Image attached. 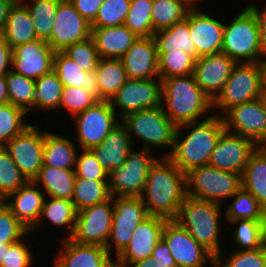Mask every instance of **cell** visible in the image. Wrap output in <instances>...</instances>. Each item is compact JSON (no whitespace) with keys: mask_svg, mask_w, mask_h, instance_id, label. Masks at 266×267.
<instances>
[{"mask_svg":"<svg viewBox=\"0 0 266 267\" xmlns=\"http://www.w3.org/2000/svg\"><path fill=\"white\" fill-rule=\"evenodd\" d=\"M8 102L7 83L5 76L0 77V105Z\"/></svg>","mask_w":266,"mask_h":267,"instance_id":"obj_60","label":"cell"},{"mask_svg":"<svg viewBox=\"0 0 266 267\" xmlns=\"http://www.w3.org/2000/svg\"><path fill=\"white\" fill-rule=\"evenodd\" d=\"M258 146L248 138L224 131L211 153L208 165L242 175Z\"/></svg>","mask_w":266,"mask_h":267,"instance_id":"obj_19","label":"cell"},{"mask_svg":"<svg viewBox=\"0 0 266 267\" xmlns=\"http://www.w3.org/2000/svg\"><path fill=\"white\" fill-rule=\"evenodd\" d=\"M128 79H159L156 43L151 37H138L120 58Z\"/></svg>","mask_w":266,"mask_h":267,"instance_id":"obj_23","label":"cell"},{"mask_svg":"<svg viewBox=\"0 0 266 267\" xmlns=\"http://www.w3.org/2000/svg\"><path fill=\"white\" fill-rule=\"evenodd\" d=\"M26 182L27 179L22 175L8 151L0 147V201L16 192Z\"/></svg>","mask_w":266,"mask_h":267,"instance_id":"obj_46","label":"cell"},{"mask_svg":"<svg viewBox=\"0 0 266 267\" xmlns=\"http://www.w3.org/2000/svg\"><path fill=\"white\" fill-rule=\"evenodd\" d=\"M132 143L127 128L120 122L100 145L90 150L100 165L110 173L124 164L129 151L133 148Z\"/></svg>","mask_w":266,"mask_h":267,"instance_id":"obj_26","label":"cell"},{"mask_svg":"<svg viewBox=\"0 0 266 267\" xmlns=\"http://www.w3.org/2000/svg\"><path fill=\"white\" fill-rule=\"evenodd\" d=\"M233 198L234 202L226 210L227 221L240 219L264 221V209L250 192L241 188Z\"/></svg>","mask_w":266,"mask_h":267,"instance_id":"obj_43","label":"cell"},{"mask_svg":"<svg viewBox=\"0 0 266 267\" xmlns=\"http://www.w3.org/2000/svg\"><path fill=\"white\" fill-rule=\"evenodd\" d=\"M216 114L209 115L199 123L198 121L188 122L177 126L173 148L166 157L184 173L193 168L208 165L211 153L225 131L221 113ZM182 127L190 130L184 138H181Z\"/></svg>","mask_w":266,"mask_h":267,"instance_id":"obj_2","label":"cell"},{"mask_svg":"<svg viewBox=\"0 0 266 267\" xmlns=\"http://www.w3.org/2000/svg\"><path fill=\"white\" fill-rule=\"evenodd\" d=\"M112 199L114 213L110 235L105 248L110 253L113 246L111 242L114 243L117 257L131 240L133 230L149 214L141 197L112 195Z\"/></svg>","mask_w":266,"mask_h":267,"instance_id":"obj_10","label":"cell"},{"mask_svg":"<svg viewBox=\"0 0 266 267\" xmlns=\"http://www.w3.org/2000/svg\"><path fill=\"white\" fill-rule=\"evenodd\" d=\"M151 257L153 258V263L166 265V267L176 266L174 258L170 254L169 247L162 239L155 245Z\"/></svg>","mask_w":266,"mask_h":267,"instance_id":"obj_55","label":"cell"},{"mask_svg":"<svg viewBox=\"0 0 266 267\" xmlns=\"http://www.w3.org/2000/svg\"><path fill=\"white\" fill-rule=\"evenodd\" d=\"M221 52L236 63H259L264 59L257 19L247 6L235 19L224 24Z\"/></svg>","mask_w":266,"mask_h":267,"instance_id":"obj_5","label":"cell"},{"mask_svg":"<svg viewBox=\"0 0 266 267\" xmlns=\"http://www.w3.org/2000/svg\"><path fill=\"white\" fill-rule=\"evenodd\" d=\"M189 5H191L192 7H196V3L197 1L196 0H185Z\"/></svg>","mask_w":266,"mask_h":267,"instance_id":"obj_65","label":"cell"},{"mask_svg":"<svg viewBox=\"0 0 266 267\" xmlns=\"http://www.w3.org/2000/svg\"><path fill=\"white\" fill-rule=\"evenodd\" d=\"M191 8L185 0H153L151 19L154 32L184 20Z\"/></svg>","mask_w":266,"mask_h":267,"instance_id":"obj_37","label":"cell"},{"mask_svg":"<svg viewBox=\"0 0 266 267\" xmlns=\"http://www.w3.org/2000/svg\"><path fill=\"white\" fill-rule=\"evenodd\" d=\"M185 182L187 196L222 205L242 188V175L203 165L185 173Z\"/></svg>","mask_w":266,"mask_h":267,"instance_id":"obj_6","label":"cell"},{"mask_svg":"<svg viewBox=\"0 0 266 267\" xmlns=\"http://www.w3.org/2000/svg\"><path fill=\"white\" fill-rule=\"evenodd\" d=\"M162 80L159 82L151 79H127L123 86L109 101L112 109L117 114V107L121 110V117L143 109L162 106ZM117 106V107H116Z\"/></svg>","mask_w":266,"mask_h":267,"instance_id":"obj_13","label":"cell"},{"mask_svg":"<svg viewBox=\"0 0 266 267\" xmlns=\"http://www.w3.org/2000/svg\"><path fill=\"white\" fill-rule=\"evenodd\" d=\"M263 93H266V58L261 61Z\"/></svg>","mask_w":266,"mask_h":267,"instance_id":"obj_61","label":"cell"},{"mask_svg":"<svg viewBox=\"0 0 266 267\" xmlns=\"http://www.w3.org/2000/svg\"><path fill=\"white\" fill-rule=\"evenodd\" d=\"M111 197L108 180L75 178L72 202L77 212L102 203Z\"/></svg>","mask_w":266,"mask_h":267,"instance_id":"obj_35","label":"cell"},{"mask_svg":"<svg viewBox=\"0 0 266 267\" xmlns=\"http://www.w3.org/2000/svg\"><path fill=\"white\" fill-rule=\"evenodd\" d=\"M162 93L164 112L176 126L196 122L212 108V100L195 82L193 74L163 79Z\"/></svg>","mask_w":266,"mask_h":267,"instance_id":"obj_3","label":"cell"},{"mask_svg":"<svg viewBox=\"0 0 266 267\" xmlns=\"http://www.w3.org/2000/svg\"><path fill=\"white\" fill-rule=\"evenodd\" d=\"M262 93L261 62L236 63L222 90L212 100V108L226 112L235 105L260 98Z\"/></svg>","mask_w":266,"mask_h":267,"instance_id":"obj_8","label":"cell"},{"mask_svg":"<svg viewBox=\"0 0 266 267\" xmlns=\"http://www.w3.org/2000/svg\"><path fill=\"white\" fill-rule=\"evenodd\" d=\"M29 234V230L13 215L10 208L0 201V243H16Z\"/></svg>","mask_w":266,"mask_h":267,"instance_id":"obj_51","label":"cell"},{"mask_svg":"<svg viewBox=\"0 0 266 267\" xmlns=\"http://www.w3.org/2000/svg\"><path fill=\"white\" fill-rule=\"evenodd\" d=\"M8 102L26 113L33 110L35 80L10 70L6 76Z\"/></svg>","mask_w":266,"mask_h":267,"instance_id":"obj_40","label":"cell"},{"mask_svg":"<svg viewBox=\"0 0 266 267\" xmlns=\"http://www.w3.org/2000/svg\"><path fill=\"white\" fill-rule=\"evenodd\" d=\"M128 135L143 141L141 148H173L177 126L166 116L162 106L130 113L120 120Z\"/></svg>","mask_w":266,"mask_h":267,"instance_id":"obj_7","label":"cell"},{"mask_svg":"<svg viewBox=\"0 0 266 267\" xmlns=\"http://www.w3.org/2000/svg\"><path fill=\"white\" fill-rule=\"evenodd\" d=\"M74 8L85 18L89 23H92L99 11L103 0H69Z\"/></svg>","mask_w":266,"mask_h":267,"instance_id":"obj_54","label":"cell"},{"mask_svg":"<svg viewBox=\"0 0 266 267\" xmlns=\"http://www.w3.org/2000/svg\"><path fill=\"white\" fill-rule=\"evenodd\" d=\"M44 135L37 125H30L4 146L27 181H33L43 166Z\"/></svg>","mask_w":266,"mask_h":267,"instance_id":"obj_15","label":"cell"},{"mask_svg":"<svg viewBox=\"0 0 266 267\" xmlns=\"http://www.w3.org/2000/svg\"><path fill=\"white\" fill-rule=\"evenodd\" d=\"M247 7L254 13L259 26V40L263 56L266 58V6L261 10L255 4Z\"/></svg>","mask_w":266,"mask_h":267,"instance_id":"obj_56","label":"cell"},{"mask_svg":"<svg viewBox=\"0 0 266 267\" xmlns=\"http://www.w3.org/2000/svg\"><path fill=\"white\" fill-rule=\"evenodd\" d=\"M63 84L52 70L35 80L33 109L54 110L60 108Z\"/></svg>","mask_w":266,"mask_h":267,"instance_id":"obj_38","label":"cell"},{"mask_svg":"<svg viewBox=\"0 0 266 267\" xmlns=\"http://www.w3.org/2000/svg\"><path fill=\"white\" fill-rule=\"evenodd\" d=\"M117 114L109 101H98L95 105L87 108L74 116V127L77 129V140L81 149H91L100 145L109 132L119 123Z\"/></svg>","mask_w":266,"mask_h":267,"instance_id":"obj_11","label":"cell"},{"mask_svg":"<svg viewBox=\"0 0 266 267\" xmlns=\"http://www.w3.org/2000/svg\"><path fill=\"white\" fill-rule=\"evenodd\" d=\"M99 98L92 92L85 90L83 87H63L60 98V107L65 108L75 116L85 111L87 108L95 105Z\"/></svg>","mask_w":266,"mask_h":267,"instance_id":"obj_49","label":"cell"},{"mask_svg":"<svg viewBox=\"0 0 266 267\" xmlns=\"http://www.w3.org/2000/svg\"><path fill=\"white\" fill-rule=\"evenodd\" d=\"M100 58L120 59L138 38L127 26L91 28Z\"/></svg>","mask_w":266,"mask_h":267,"instance_id":"obj_27","label":"cell"},{"mask_svg":"<svg viewBox=\"0 0 266 267\" xmlns=\"http://www.w3.org/2000/svg\"><path fill=\"white\" fill-rule=\"evenodd\" d=\"M236 62L225 53L198 57L194 62L195 82L213 100L222 90Z\"/></svg>","mask_w":266,"mask_h":267,"instance_id":"obj_21","label":"cell"},{"mask_svg":"<svg viewBox=\"0 0 266 267\" xmlns=\"http://www.w3.org/2000/svg\"><path fill=\"white\" fill-rule=\"evenodd\" d=\"M20 241L13 243L7 251H5L4 259L0 267H29L32 264V254L28 246Z\"/></svg>","mask_w":266,"mask_h":267,"instance_id":"obj_53","label":"cell"},{"mask_svg":"<svg viewBox=\"0 0 266 267\" xmlns=\"http://www.w3.org/2000/svg\"><path fill=\"white\" fill-rule=\"evenodd\" d=\"M129 267H166V265L153 263V258L150 256L132 263Z\"/></svg>","mask_w":266,"mask_h":267,"instance_id":"obj_59","label":"cell"},{"mask_svg":"<svg viewBox=\"0 0 266 267\" xmlns=\"http://www.w3.org/2000/svg\"><path fill=\"white\" fill-rule=\"evenodd\" d=\"M140 197L149 215L174 220L186 197L185 173L168 157L157 159L149 169Z\"/></svg>","mask_w":266,"mask_h":267,"instance_id":"obj_1","label":"cell"},{"mask_svg":"<svg viewBox=\"0 0 266 267\" xmlns=\"http://www.w3.org/2000/svg\"><path fill=\"white\" fill-rule=\"evenodd\" d=\"M48 200L44 201L38 223L29 232L35 230L36 227H40L42 225L41 221L48 219L54 226H68V229L70 227L67 238H71L77 217V210L72 200L52 197Z\"/></svg>","mask_w":266,"mask_h":267,"instance_id":"obj_36","label":"cell"},{"mask_svg":"<svg viewBox=\"0 0 266 267\" xmlns=\"http://www.w3.org/2000/svg\"><path fill=\"white\" fill-rule=\"evenodd\" d=\"M82 154L76 158L75 175L91 180H108L109 173L100 165L90 149H80Z\"/></svg>","mask_w":266,"mask_h":267,"instance_id":"obj_52","label":"cell"},{"mask_svg":"<svg viewBox=\"0 0 266 267\" xmlns=\"http://www.w3.org/2000/svg\"><path fill=\"white\" fill-rule=\"evenodd\" d=\"M221 255L220 252L214 256L213 267H266V244L254 250H237L229 255L226 263Z\"/></svg>","mask_w":266,"mask_h":267,"instance_id":"obj_48","label":"cell"},{"mask_svg":"<svg viewBox=\"0 0 266 267\" xmlns=\"http://www.w3.org/2000/svg\"><path fill=\"white\" fill-rule=\"evenodd\" d=\"M17 0H0V31L5 25L10 8Z\"/></svg>","mask_w":266,"mask_h":267,"instance_id":"obj_58","label":"cell"},{"mask_svg":"<svg viewBox=\"0 0 266 267\" xmlns=\"http://www.w3.org/2000/svg\"><path fill=\"white\" fill-rule=\"evenodd\" d=\"M192 7L189 10V32L198 57L220 53L223 44L224 22Z\"/></svg>","mask_w":266,"mask_h":267,"instance_id":"obj_22","label":"cell"},{"mask_svg":"<svg viewBox=\"0 0 266 267\" xmlns=\"http://www.w3.org/2000/svg\"><path fill=\"white\" fill-rule=\"evenodd\" d=\"M27 7L31 18L37 39L47 41L53 31L56 10L60 0H32V5H28L20 0Z\"/></svg>","mask_w":266,"mask_h":267,"instance_id":"obj_39","label":"cell"},{"mask_svg":"<svg viewBox=\"0 0 266 267\" xmlns=\"http://www.w3.org/2000/svg\"><path fill=\"white\" fill-rule=\"evenodd\" d=\"M225 113L221 116L225 131L248 138L257 146L266 145V113L260 98L235 105Z\"/></svg>","mask_w":266,"mask_h":267,"instance_id":"obj_14","label":"cell"},{"mask_svg":"<svg viewBox=\"0 0 266 267\" xmlns=\"http://www.w3.org/2000/svg\"><path fill=\"white\" fill-rule=\"evenodd\" d=\"M264 243L266 244V210H264Z\"/></svg>","mask_w":266,"mask_h":267,"instance_id":"obj_64","label":"cell"},{"mask_svg":"<svg viewBox=\"0 0 266 267\" xmlns=\"http://www.w3.org/2000/svg\"><path fill=\"white\" fill-rule=\"evenodd\" d=\"M152 3L153 0H131L124 25L137 37H151L154 34L151 19Z\"/></svg>","mask_w":266,"mask_h":267,"instance_id":"obj_42","label":"cell"},{"mask_svg":"<svg viewBox=\"0 0 266 267\" xmlns=\"http://www.w3.org/2000/svg\"><path fill=\"white\" fill-rule=\"evenodd\" d=\"M53 71L59 77L64 87H83L98 97L96 72L81 70V66L77 65L63 51L55 52Z\"/></svg>","mask_w":266,"mask_h":267,"instance_id":"obj_29","label":"cell"},{"mask_svg":"<svg viewBox=\"0 0 266 267\" xmlns=\"http://www.w3.org/2000/svg\"><path fill=\"white\" fill-rule=\"evenodd\" d=\"M91 37V23L83 18L69 0H60L51 37L46 41L56 51Z\"/></svg>","mask_w":266,"mask_h":267,"instance_id":"obj_17","label":"cell"},{"mask_svg":"<svg viewBox=\"0 0 266 267\" xmlns=\"http://www.w3.org/2000/svg\"><path fill=\"white\" fill-rule=\"evenodd\" d=\"M220 208V204L186 195L174 219L213 256L221 251L219 219L222 215Z\"/></svg>","mask_w":266,"mask_h":267,"instance_id":"obj_4","label":"cell"},{"mask_svg":"<svg viewBox=\"0 0 266 267\" xmlns=\"http://www.w3.org/2000/svg\"><path fill=\"white\" fill-rule=\"evenodd\" d=\"M54 267H115L113 256L100 245L78 244L65 238ZM63 249V250H62Z\"/></svg>","mask_w":266,"mask_h":267,"instance_id":"obj_24","label":"cell"},{"mask_svg":"<svg viewBox=\"0 0 266 267\" xmlns=\"http://www.w3.org/2000/svg\"><path fill=\"white\" fill-rule=\"evenodd\" d=\"M113 213L112 197L78 211L74 233L70 239L78 244L105 247L111 231Z\"/></svg>","mask_w":266,"mask_h":267,"instance_id":"obj_12","label":"cell"},{"mask_svg":"<svg viewBox=\"0 0 266 267\" xmlns=\"http://www.w3.org/2000/svg\"><path fill=\"white\" fill-rule=\"evenodd\" d=\"M40 189L34 181H27L16 192L11 193L3 200L13 215L29 231L38 223L46 198L45 193H42Z\"/></svg>","mask_w":266,"mask_h":267,"instance_id":"obj_25","label":"cell"},{"mask_svg":"<svg viewBox=\"0 0 266 267\" xmlns=\"http://www.w3.org/2000/svg\"><path fill=\"white\" fill-rule=\"evenodd\" d=\"M26 114L28 113L11 103L0 105V147H4L11 139L30 126L23 120Z\"/></svg>","mask_w":266,"mask_h":267,"instance_id":"obj_44","label":"cell"},{"mask_svg":"<svg viewBox=\"0 0 266 267\" xmlns=\"http://www.w3.org/2000/svg\"><path fill=\"white\" fill-rule=\"evenodd\" d=\"M166 218L149 215L134 230L126 248L114 260L115 267H129L132 263L150 257L161 240Z\"/></svg>","mask_w":266,"mask_h":267,"instance_id":"obj_18","label":"cell"},{"mask_svg":"<svg viewBox=\"0 0 266 267\" xmlns=\"http://www.w3.org/2000/svg\"><path fill=\"white\" fill-rule=\"evenodd\" d=\"M242 188L250 192L266 210V148L258 146L242 173Z\"/></svg>","mask_w":266,"mask_h":267,"instance_id":"obj_30","label":"cell"},{"mask_svg":"<svg viewBox=\"0 0 266 267\" xmlns=\"http://www.w3.org/2000/svg\"><path fill=\"white\" fill-rule=\"evenodd\" d=\"M131 0H103L91 28L123 25L128 15Z\"/></svg>","mask_w":266,"mask_h":267,"instance_id":"obj_47","label":"cell"},{"mask_svg":"<svg viewBox=\"0 0 266 267\" xmlns=\"http://www.w3.org/2000/svg\"><path fill=\"white\" fill-rule=\"evenodd\" d=\"M54 55L55 51L44 40L24 43L12 49V70L36 80L53 70Z\"/></svg>","mask_w":266,"mask_h":267,"instance_id":"obj_20","label":"cell"},{"mask_svg":"<svg viewBox=\"0 0 266 267\" xmlns=\"http://www.w3.org/2000/svg\"><path fill=\"white\" fill-rule=\"evenodd\" d=\"M75 178V169L43 165L33 181L38 186L43 185L48 197L72 200Z\"/></svg>","mask_w":266,"mask_h":267,"instance_id":"obj_32","label":"cell"},{"mask_svg":"<svg viewBox=\"0 0 266 267\" xmlns=\"http://www.w3.org/2000/svg\"><path fill=\"white\" fill-rule=\"evenodd\" d=\"M11 61H12V48L0 36V77L6 76V74L11 70L9 69Z\"/></svg>","mask_w":266,"mask_h":267,"instance_id":"obj_57","label":"cell"},{"mask_svg":"<svg viewBox=\"0 0 266 267\" xmlns=\"http://www.w3.org/2000/svg\"><path fill=\"white\" fill-rule=\"evenodd\" d=\"M98 98L110 101L128 79L120 59L100 58L96 68Z\"/></svg>","mask_w":266,"mask_h":267,"instance_id":"obj_34","label":"cell"},{"mask_svg":"<svg viewBox=\"0 0 266 267\" xmlns=\"http://www.w3.org/2000/svg\"><path fill=\"white\" fill-rule=\"evenodd\" d=\"M161 239L169 247L176 266L205 267L207 261L213 265L214 256L175 220L165 222Z\"/></svg>","mask_w":266,"mask_h":267,"instance_id":"obj_16","label":"cell"},{"mask_svg":"<svg viewBox=\"0 0 266 267\" xmlns=\"http://www.w3.org/2000/svg\"><path fill=\"white\" fill-rule=\"evenodd\" d=\"M158 73L161 80L172 76L193 74L195 59L182 50L157 54Z\"/></svg>","mask_w":266,"mask_h":267,"instance_id":"obj_41","label":"cell"},{"mask_svg":"<svg viewBox=\"0 0 266 267\" xmlns=\"http://www.w3.org/2000/svg\"><path fill=\"white\" fill-rule=\"evenodd\" d=\"M63 52L81 66V70L96 71L100 57L92 37L68 46Z\"/></svg>","mask_w":266,"mask_h":267,"instance_id":"obj_50","label":"cell"},{"mask_svg":"<svg viewBox=\"0 0 266 267\" xmlns=\"http://www.w3.org/2000/svg\"><path fill=\"white\" fill-rule=\"evenodd\" d=\"M157 54L182 50L196 60V49L189 32V11L184 20L154 32Z\"/></svg>","mask_w":266,"mask_h":267,"instance_id":"obj_31","label":"cell"},{"mask_svg":"<svg viewBox=\"0 0 266 267\" xmlns=\"http://www.w3.org/2000/svg\"><path fill=\"white\" fill-rule=\"evenodd\" d=\"M72 140L67 137L45 132L43 165L61 169H75L77 151Z\"/></svg>","mask_w":266,"mask_h":267,"instance_id":"obj_33","label":"cell"},{"mask_svg":"<svg viewBox=\"0 0 266 267\" xmlns=\"http://www.w3.org/2000/svg\"><path fill=\"white\" fill-rule=\"evenodd\" d=\"M0 36L12 49L37 40L31 15L20 0H17L10 8L5 25L0 31Z\"/></svg>","mask_w":266,"mask_h":267,"instance_id":"obj_28","label":"cell"},{"mask_svg":"<svg viewBox=\"0 0 266 267\" xmlns=\"http://www.w3.org/2000/svg\"><path fill=\"white\" fill-rule=\"evenodd\" d=\"M150 152L153 151L142 148L133 152L131 149L124 164L109 173L108 185L111 195H142L149 169L158 159H154Z\"/></svg>","mask_w":266,"mask_h":267,"instance_id":"obj_9","label":"cell"},{"mask_svg":"<svg viewBox=\"0 0 266 267\" xmlns=\"http://www.w3.org/2000/svg\"><path fill=\"white\" fill-rule=\"evenodd\" d=\"M230 223H237L234 230L233 241L235 246L241 250H254L262 247L264 243V221L240 219L235 221H228Z\"/></svg>","mask_w":266,"mask_h":267,"instance_id":"obj_45","label":"cell"},{"mask_svg":"<svg viewBox=\"0 0 266 267\" xmlns=\"http://www.w3.org/2000/svg\"><path fill=\"white\" fill-rule=\"evenodd\" d=\"M261 103L264 107L265 113H266V93H262L260 96Z\"/></svg>","mask_w":266,"mask_h":267,"instance_id":"obj_63","label":"cell"},{"mask_svg":"<svg viewBox=\"0 0 266 267\" xmlns=\"http://www.w3.org/2000/svg\"><path fill=\"white\" fill-rule=\"evenodd\" d=\"M12 244L13 243H0V264L2 262V259H4L5 251H7Z\"/></svg>","mask_w":266,"mask_h":267,"instance_id":"obj_62","label":"cell"}]
</instances>
